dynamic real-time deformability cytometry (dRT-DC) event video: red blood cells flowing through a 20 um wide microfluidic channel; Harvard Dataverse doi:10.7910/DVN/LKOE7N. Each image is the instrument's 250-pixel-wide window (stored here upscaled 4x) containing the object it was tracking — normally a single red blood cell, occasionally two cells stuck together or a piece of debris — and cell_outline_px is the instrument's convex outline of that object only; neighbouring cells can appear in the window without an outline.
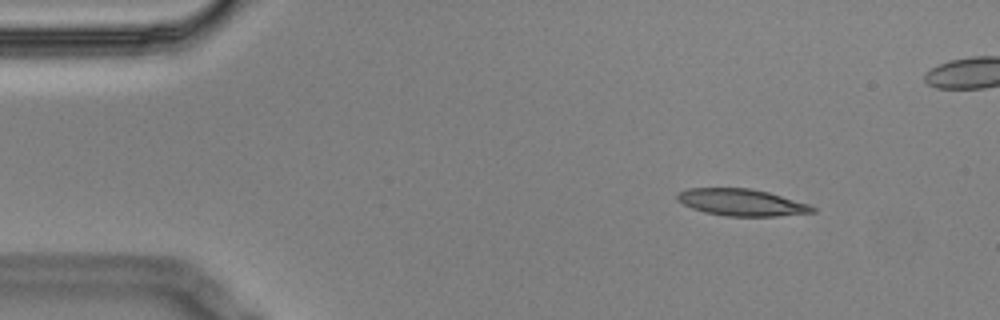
{"species": "Egyptian fruit bat (a non-hibernating species)", "species_latin": "Rousettus aegyptiacus", "temperature_condition": "cold", "stored_images_in_passage": 6, "camera_frame_rate_fps": 3000, "um_per_image_px": 0.085, "animal": {"sex": "male"}, "frame": {"image": 1, "passage_image": 1, "time_ms": 0.0, "image_size_px": [1000, 320], "cell_outline_px": [[816, 212], [776, 216], [728, 216], [704, 212], [692, 208], [676, 200], [676, 196], [680, 192], [688, 188], [752, 188], [768, 192], [808, 204], [816, 208]], "centroid_in_image_um": [63.03, 17.2], "position_along_channel_um": 22.0, "area_um2": 21.04}}
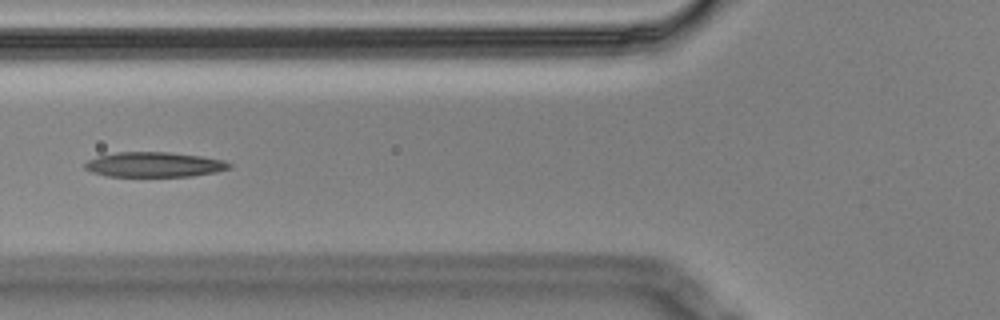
{"frame": {"image": 2, "passage_image": 5, "time_ms": 1.333, "image_size_px": [1000, 320], "cell_outline_px": [[232, 168], [216, 172], [192, 176], [108, 176], [92, 172], [84, 168], [84, 164], [88, 160], [96, 156], [116, 152], [168, 152], [200, 156], [224, 160], [232, 164]], "centroid_in_image_um": [13.11, 13.98], "position_along_channel_um": 112.7, "area_um2": 21.04}}
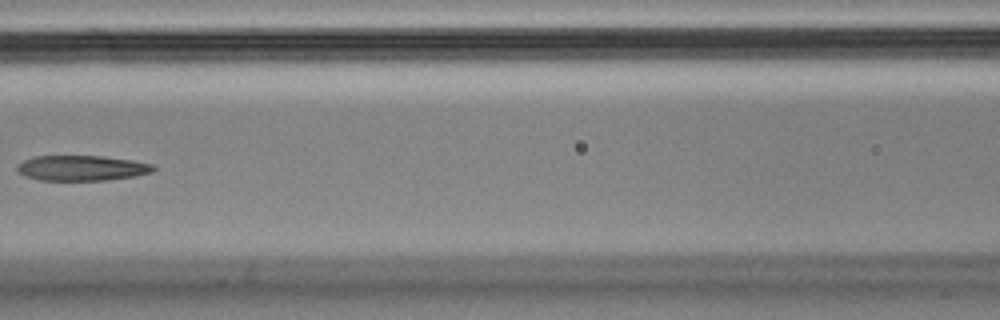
{"frame": {"image": 3, "passage_image": 6, "time_ms": 1.667, "image_size_px": [1000, 320], "cell_outline_px": [[156, 168], [152, 172], [132, 176], [104, 180], [40, 180], [24, 176], [16, 168], [24, 160], [36, 156], [104, 156], [132, 160], [156, 164]], "centroid_in_image_um": [6.99, 14.28], "position_along_channel_um": 159.6, "area_um2": 19.94}}